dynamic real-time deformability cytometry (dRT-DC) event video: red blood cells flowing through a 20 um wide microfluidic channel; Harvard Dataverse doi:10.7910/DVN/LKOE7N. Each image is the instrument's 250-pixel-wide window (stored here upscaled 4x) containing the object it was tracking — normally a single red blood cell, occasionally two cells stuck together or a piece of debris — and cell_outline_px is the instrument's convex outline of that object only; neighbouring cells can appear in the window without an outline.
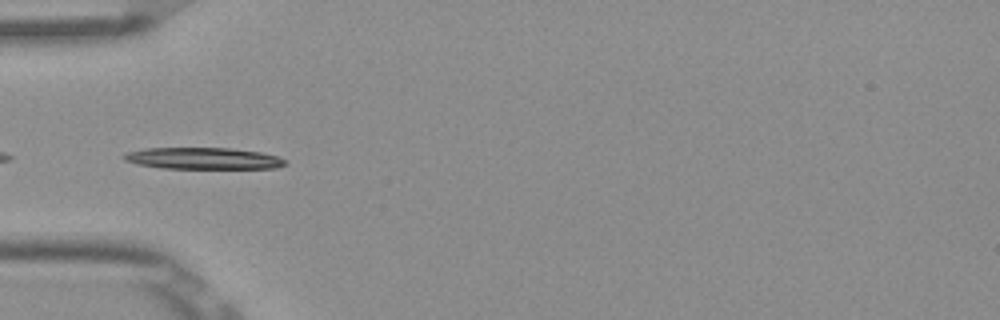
{"species": "Egyptian fruit bat (a non-hibernating species)", "species_latin": "Rousettus aegyptiacus", "temperature_condition": "room temperature", "stored_images_in_passage": 36, "camera_frame_rate_fps": 3000, "um_per_image_px": 0.085, "frame": {"image": 1, "passage_image": 1, "time_ms": 0.0, "image_size_px": [1000, 320], "cell_outline_px": [[288, 164], [276, 168], [164, 168], [136, 164], [124, 160], [120, 156], [124, 152], [144, 148], [232, 148], [260, 152], [276, 156], [288, 160]], "centroid_in_image_um": [17.24, 13.46], "position_along_channel_um": 67.8, "area_um2": 20.46}}
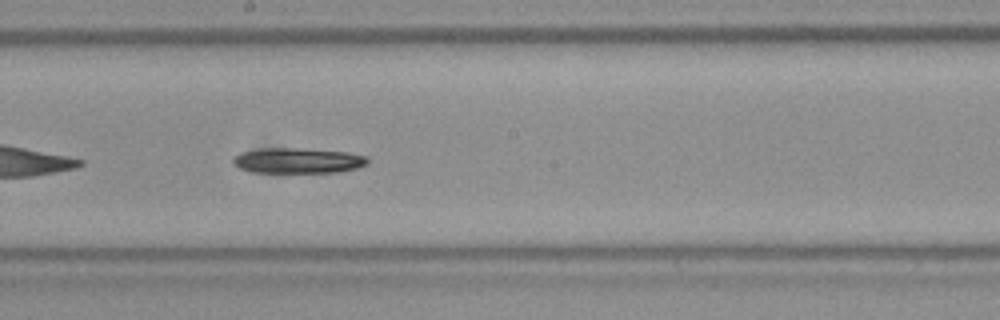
{"frame": {"image": 2, "passage_image": 13, "time_ms": 4.0, "image_size_px": [1000, 320], "cell_outline_px": [[368, 164], [356, 168], [340, 172], [252, 172], [240, 168], [232, 164], [232, 160], [240, 152], [260, 148], [296, 148], [348, 152], [368, 156]], "centroid_in_image_um": [25.32, 13.64], "position_along_channel_um": 222.9, "area_um2": 19.94}}
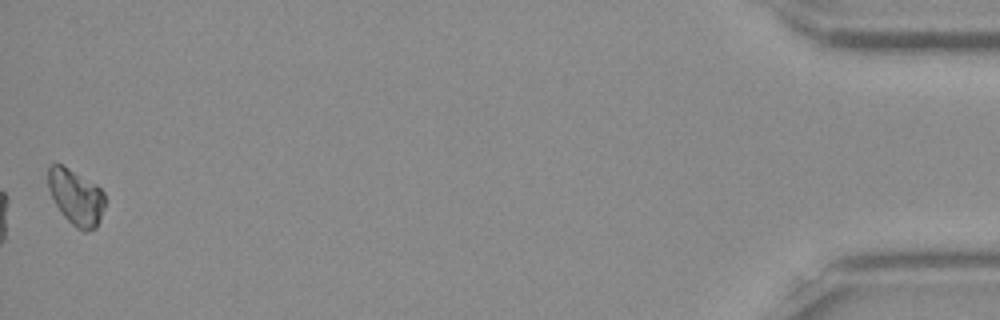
{"frame": {"image": 3, "passage_image": 36, "time_ms": 11.667, "image_size_px": [1000, 320], "cell_outline_px": [[104, 208], [100, 220], [96, 228], [84, 232], [76, 228], [64, 216], [56, 204], [48, 188], [48, 168], [52, 164], [60, 164], [68, 168], [96, 184], [104, 192]], "centroid_in_image_um": [6.47, 16.77], "position_along_channel_um": 428.7, "area_um2": 18.26}, "authors_computed_cell_mechanics": {"area_um2": 19.1029, "velocity_mm_per_s": 3.8783, "shape_relaxation_time_tau1_ms": 3.5709, "shape_relaxation_time_tau2_ms": null, "deformation_change_tau1": 0.1342, "deformation_change_tau2": null}}